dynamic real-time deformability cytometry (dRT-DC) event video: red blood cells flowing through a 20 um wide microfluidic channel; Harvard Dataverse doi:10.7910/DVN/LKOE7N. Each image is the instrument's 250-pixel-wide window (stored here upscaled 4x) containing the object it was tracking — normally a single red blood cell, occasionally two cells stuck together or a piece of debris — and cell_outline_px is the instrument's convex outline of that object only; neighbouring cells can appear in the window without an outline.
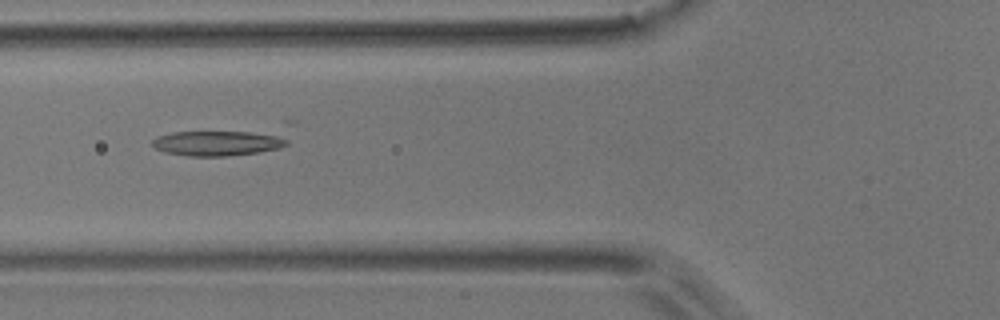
{"species": "common noctule bat (a hibernating species)", "species_latin": "Nyctalus noctula", "temperature_condition": "room temperature", "stored_images_in_passage": 6, "camera_frame_rate_fps": 3000, "um_per_image_px": 0.085, "animal": {"sex": "male", "body_mass_g": 17.9}, "frame": {"image": 1, "passage_image": 4, "time_ms": 3.667, "image_size_px": [1000, 320], "cell_outline_px": [[296, 120], [288, 144], [280, 148], [260, 152], [224, 156], [188, 156], [164, 152], [156, 148], [152, 144], [152, 140], [156, 136], [172, 132], [284, 120]], "centroid_in_image_um": [19.31, 11.86], "position_along_channel_um": 106.5, "area_um2": 26.13}}
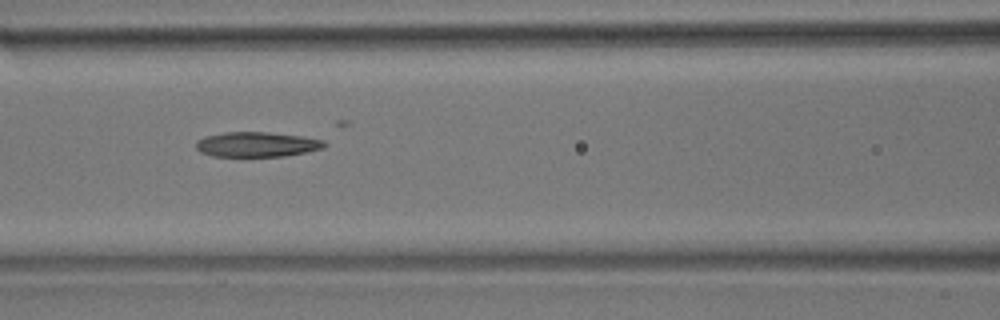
{"frame": {"image": 2, "passage_image": 5, "time_ms": 4.667, "image_size_px": [1000, 320], "cell_outline_px": [[328, 144], [324, 148], [284, 156], [212, 156], [200, 152], [196, 148], [196, 140], [208, 136], [224, 132], [268, 132], [300, 136], [324, 140]], "centroid_in_image_um": [21.83, 12.27], "position_along_channel_um": 144.8, "area_um2": 18.55}}
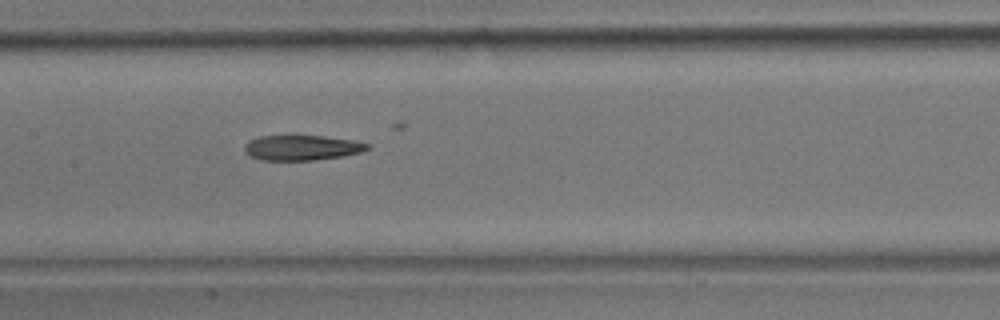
{"frame": {"image": 3, "passage_image": 6, "time_ms": 5.667, "image_size_px": [1000, 320], "cell_outline_px": [[372, 148], [360, 152], [344, 156], [316, 160], [260, 160], [244, 152], [244, 144], [248, 140], [260, 136], [292, 132], [296, 132], [356, 140], [372, 144]], "centroid_in_image_um": [25.67, 12.49], "position_along_channel_um": 181.7, "area_um2": 19.31}}